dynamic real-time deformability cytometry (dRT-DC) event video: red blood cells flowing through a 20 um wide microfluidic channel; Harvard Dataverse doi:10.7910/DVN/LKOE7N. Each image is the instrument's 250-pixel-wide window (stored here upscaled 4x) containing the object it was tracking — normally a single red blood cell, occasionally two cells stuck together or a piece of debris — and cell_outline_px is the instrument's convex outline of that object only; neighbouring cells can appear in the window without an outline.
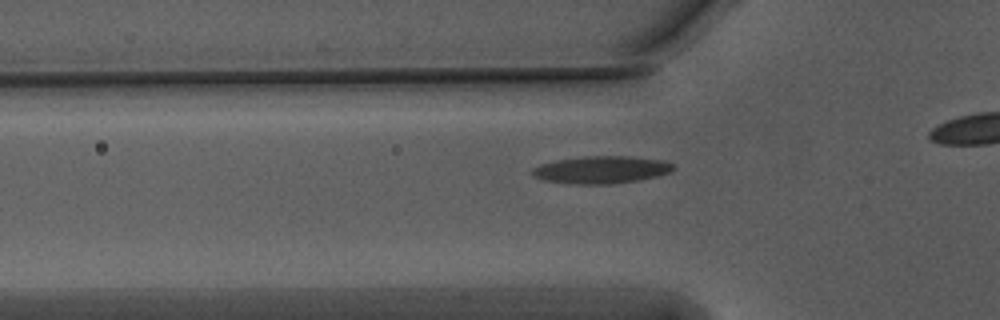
{"species": "Egyptian fruit bat (a non-hibernating species)", "species_latin": "Rousettus aegyptiacus", "temperature_condition": "warm", "stored_images_in_passage": 40, "camera_frame_rate_fps": 3000, "um_per_image_px": 0.085, "animal": {"sex": "male"}, "frame": {"image": 1, "passage_image": 14, "time_ms": 4.333, "image_size_px": [1000, 320], "cell_outline_px": [[672, 168], [668, 172], [656, 176], [636, 180], [612, 184], [572, 184], [544, 180], [532, 176], [532, 168], [540, 164], [556, 160], [584, 156], [624, 156], [664, 160], [672, 164]], "centroid_in_image_um": [51.04, 14.43], "position_along_channel_um": 74.8, "area_um2": 22.31}}
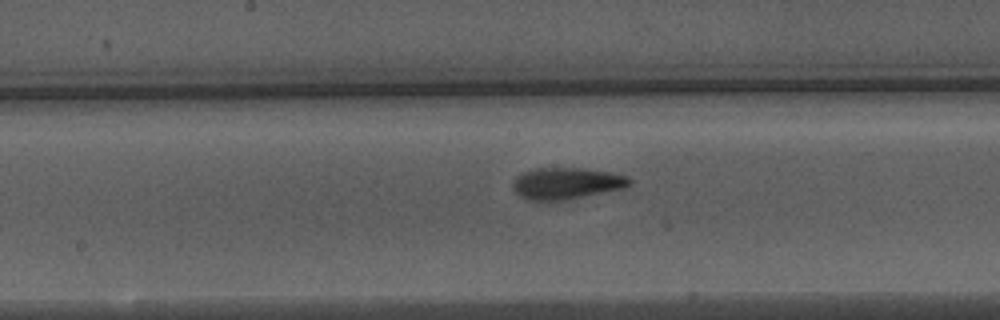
{"frame": {"image": 2, "passage_image": 24, "time_ms": 7.667, "image_size_px": [1000, 320], "cell_outline_px": [[632, 184], [624, 188], [568, 200], [528, 200], [520, 196], [512, 188], [512, 184], [516, 176], [524, 172], [536, 168], [584, 168], [608, 172], [628, 176], [632, 180]], "centroid_in_image_um": [48.16, 15.59], "position_along_channel_um": 200.0, "area_um2": 21.56}}
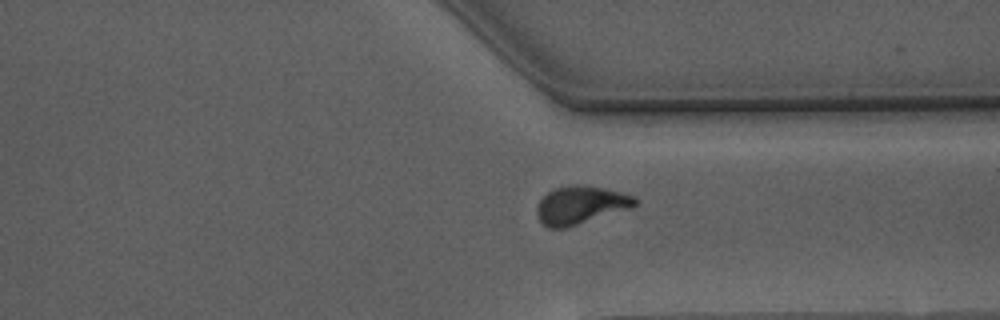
{"frame": {"image": 3, "passage_image": 37, "time_ms": 12.0, "image_size_px": [1000, 320], "cell_outline_px": [[640, 200], [632, 208], [564, 228], [548, 228], [540, 220], [536, 212], [536, 208], [540, 200], [548, 192], [556, 188], [572, 184], [604, 188], [620, 192], [632, 196]], "centroid_in_image_um": [49.36, 17.43], "position_along_channel_um": 362.0, "area_um2": 21.5}}